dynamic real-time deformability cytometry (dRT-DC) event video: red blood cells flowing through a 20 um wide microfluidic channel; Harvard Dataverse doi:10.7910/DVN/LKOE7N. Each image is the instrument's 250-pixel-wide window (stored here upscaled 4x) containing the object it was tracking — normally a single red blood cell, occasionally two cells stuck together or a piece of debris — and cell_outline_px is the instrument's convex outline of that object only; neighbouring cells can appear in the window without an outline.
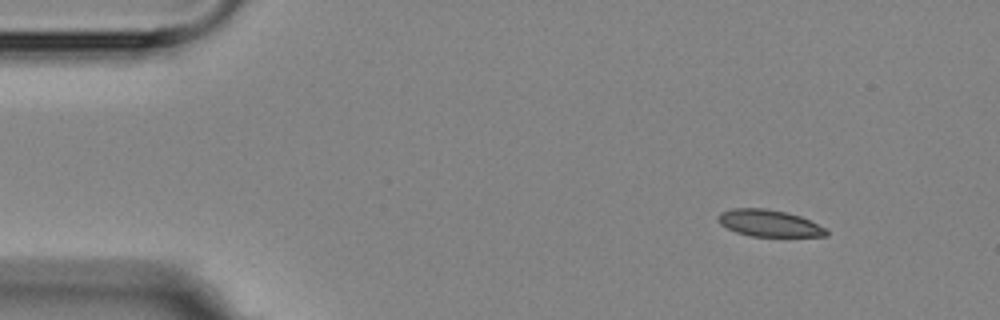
{"species": "Egyptian fruit bat (a non-hibernating species)", "species_latin": "Rousettus aegyptiacus", "temperature_condition": "room temperature", "stored_images_in_passage": 5, "camera_frame_rate_fps": 3000, "um_per_image_px": 0.085, "animal": {"sex": "female"}, "frame": {"image": 1, "passage_image": 1, "time_ms": 0.0, "image_size_px": [1000, 320], "cell_outline_px": [[828, 236], [752, 236], [736, 232], [720, 224], [720, 212], [732, 208], [764, 208], [784, 212], [800, 216], [824, 228], [828, 232]], "centroid_in_image_um": [65.36, 18.97], "position_along_channel_um": 19.6, "area_um2": 16.47}}
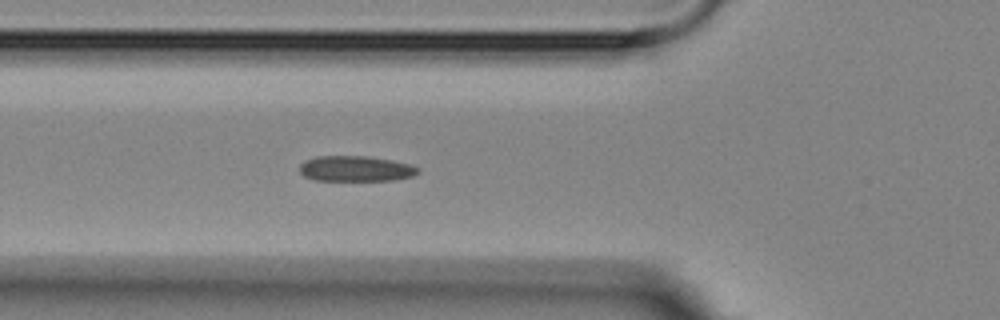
{"frame": {"image": 2, "passage_image": 5, "time_ms": 4.333, "image_size_px": [1000, 320], "cell_outline_px": [[420, 172], [412, 176], [392, 180], [316, 180], [304, 176], [300, 172], [300, 164], [304, 160], [316, 156], [368, 156], [392, 160], [412, 164], [420, 168]], "centroid_in_image_um": [30.25, 14.32], "position_along_channel_um": 95.5, "area_um2": 17.69}}